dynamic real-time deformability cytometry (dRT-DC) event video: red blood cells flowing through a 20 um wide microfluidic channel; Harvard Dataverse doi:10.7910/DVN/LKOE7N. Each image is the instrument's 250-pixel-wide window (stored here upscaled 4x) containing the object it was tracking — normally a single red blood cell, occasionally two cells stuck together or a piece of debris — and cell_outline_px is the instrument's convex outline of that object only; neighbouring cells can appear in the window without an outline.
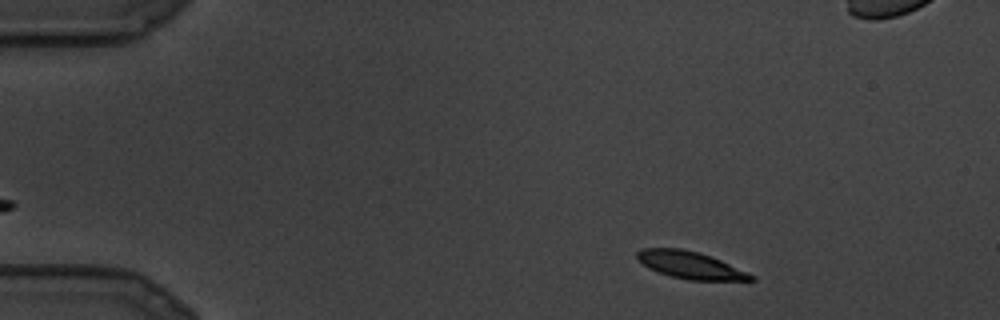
{"species": "common noctule bat (a hibernating species)", "species_latin": "Nyctalus noctula", "temperature_condition": "cold", "stored_images_in_passage": 8, "segment_of_instrument_passage": [1, 2], "camera_frame_rate_fps": 3000, "um_per_image_px": 0.085, "animal": {"sex": "male", "body_mass_g": 19.5, "forearm_length_mm": 54.6}, "frame": {"image": 1, "passage_image": 1, "time_ms": 0.0, "image_size_px": [1000, 320], "cell_outline_px": [[756, 280], [688, 280], [672, 276], [648, 268], [636, 260], [636, 252], [640, 248], [680, 248], [700, 252], [712, 256], [748, 272], [756, 276]], "centroid_in_image_um": [58.66, 22.52], "position_along_channel_um": 26.3, "area_um2": 18.21}}
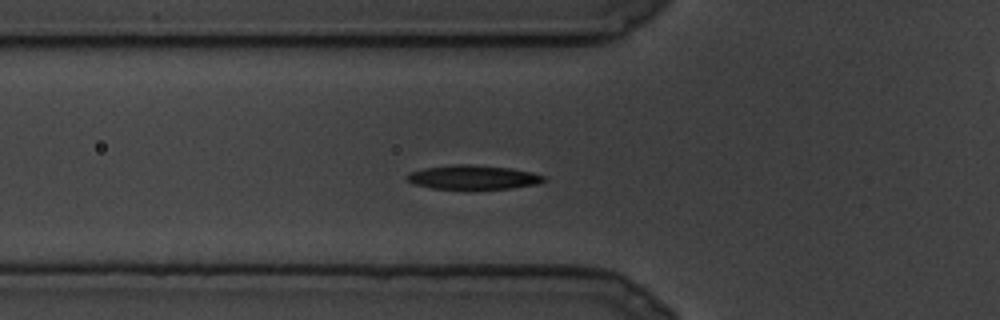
{"frame": {"image": 2, "passage_image": 7, "time_ms": 2.0, "image_size_px": [1000, 320], "cell_outline_px": [[548, 180], [536, 184], [508, 188], [432, 188], [416, 184], [408, 180], [408, 172], [424, 168], [452, 164], [468, 164], [508, 168], [532, 172], [544, 176]], "centroid_in_image_um": [40.22, 15.05], "position_along_channel_um": 85.6, "area_um2": 18.79}}